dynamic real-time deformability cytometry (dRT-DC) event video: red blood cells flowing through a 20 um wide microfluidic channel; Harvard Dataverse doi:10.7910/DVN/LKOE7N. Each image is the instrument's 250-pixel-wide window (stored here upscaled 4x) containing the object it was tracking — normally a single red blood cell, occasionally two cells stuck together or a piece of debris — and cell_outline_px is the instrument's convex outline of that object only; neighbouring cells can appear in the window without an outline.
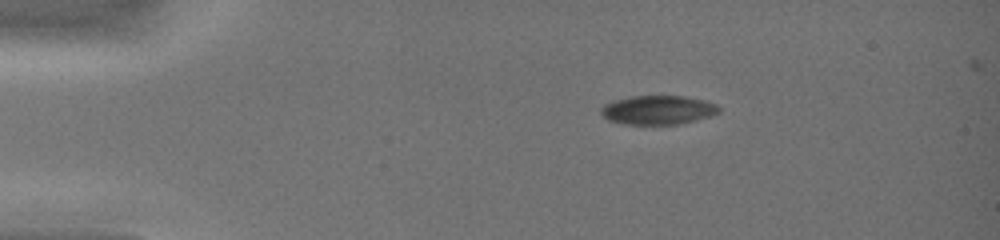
{"species": "common noctule bat (a hibernating species)", "species_latin": "Nyctalus noctula", "temperature_condition": "warm", "stored_images_in_passage": 29, "camera_frame_rate_fps": 3000, "um_per_image_px": 0.085, "animal": {"sex": "female", "body_mass_g": 19.0, "forearm_length_mm": 51.5}, "frame": {"image": 1, "passage_image": 1, "time_ms": 0.0, "image_size_px": [1000, 240], "cell_outline_px": [[720, 112], [696, 120], [680, 124], [620, 124], [608, 120], [600, 112], [600, 108], [604, 104], [612, 100], [632, 96], [684, 96], [704, 100], [716, 104], [720, 108]], "centroid_in_image_um": [55.89, 9.35], "position_along_channel_um": 29.1, "area_um2": 20.0}}
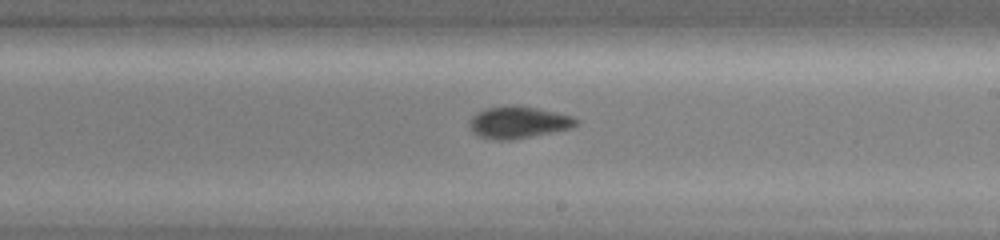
{"frame": {"image": 2, "passage_image": 12, "time_ms": 6.667, "image_size_px": [1000, 240], "cell_outline_px": [[580, 120], [572, 128], [512, 140], [496, 140], [480, 136], [472, 132], [468, 124], [468, 120], [476, 112], [484, 108], [520, 104], [572, 116]], "centroid_in_image_um": [44.02, 10.39], "position_along_channel_um": 245.0, "area_um2": 20.06}}
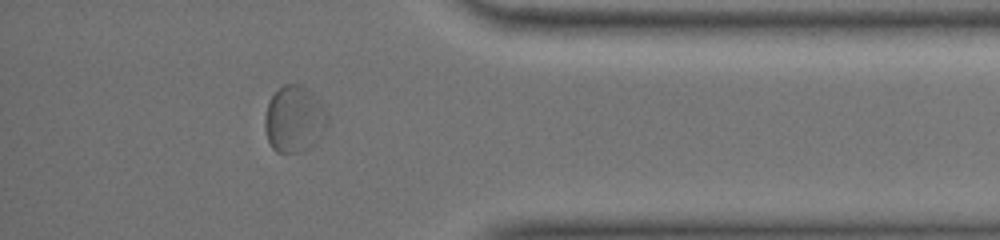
{"frame": {"image": 3, "passage_image": 25, "time_ms": 10.667, "image_size_px": [1000, 240], "cell_outline_px": [[328, 124], [324, 136], [308, 148], [296, 152], [276, 152], [272, 148], [268, 140], [264, 128], [264, 116], [268, 104], [272, 96], [284, 84], [300, 84], [308, 88], [324, 104], [328, 116]], "centroid_in_image_um": [25.05, 10.12], "position_along_channel_um": 410.1, "area_um2": 24.68}}